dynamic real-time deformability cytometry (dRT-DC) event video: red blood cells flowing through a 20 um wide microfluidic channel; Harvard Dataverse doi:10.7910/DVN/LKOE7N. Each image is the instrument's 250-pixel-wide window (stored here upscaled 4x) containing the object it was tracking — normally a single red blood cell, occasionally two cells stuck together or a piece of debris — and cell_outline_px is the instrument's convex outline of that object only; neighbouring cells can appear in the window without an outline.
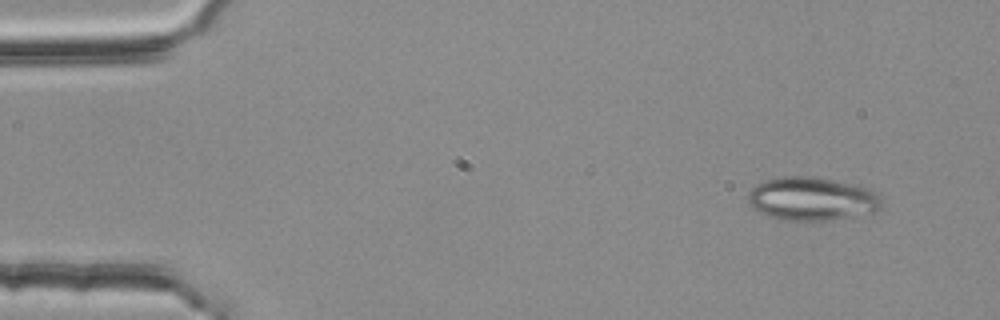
{"species": "common noctule bat (a hibernating species)", "species_latin": "Nyctalus noctula", "temperature_condition": "room temperature", "stored_images_in_passage": 3, "camera_frame_rate_fps": 3000, "um_per_image_px": 0.085, "animal": {"sex": "female", "body_mass_g": 25.1}, "frame": {"image": 1, "passage_image": 1, "time_ms": 0.0, "image_size_px": [1000, 320], "cell_outline_px": [[880, 208], [876, 212], [832, 220], [776, 220], [752, 208], [748, 204], [748, 192], [756, 184], [764, 180], [784, 176], [812, 176], [868, 188], [880, 196]], "centroid_in_image_um": [68.96, 16.91], "position_along_channel_um": 16.0, "area_um2": 33.81}}